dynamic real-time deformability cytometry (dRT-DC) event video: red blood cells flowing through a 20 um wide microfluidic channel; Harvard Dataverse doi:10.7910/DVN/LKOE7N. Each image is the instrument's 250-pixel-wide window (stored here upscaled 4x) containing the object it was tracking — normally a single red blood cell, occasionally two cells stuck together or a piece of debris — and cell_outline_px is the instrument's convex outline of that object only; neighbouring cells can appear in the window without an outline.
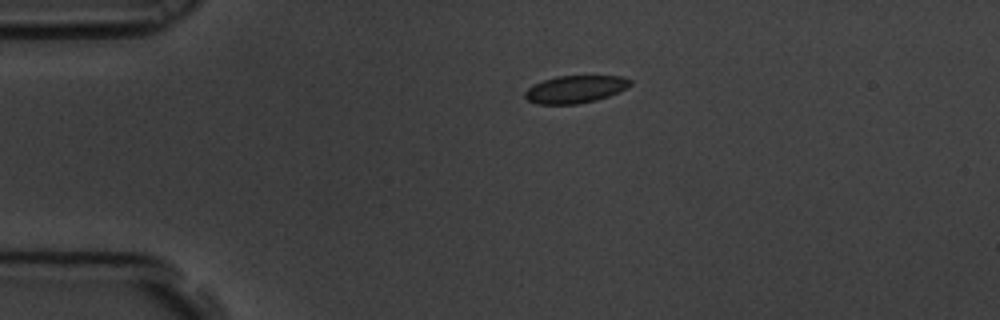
{"species": "common noctule bat (a hibernating species)", "species_latin": "Nyctalus noctula", "temperature_condition": "room temperature", "stored_images_in_passage": 46, "camera_frame_rate_fps": 3000, "um_per_image_px": 0.085, "animal": {"sex": "male", "body_mass_g": 19.5, "forearm_length_mm": 54.6}, "frame": {"image": 1, "passage_image": 1, "time_ms": 0.0, "image_size_px": [1000, 320], "cell_outline_px": [[632, 84], [620, 92], [596, 100], [576, 104], [536, 104], [528, 100], [524, 96], [524, 92], [528, 88], [544, 80], [556, 76], [624, 76], [632, 80]], "centroid_in_image_um": [48.93, 7.58], "position_along_channel_um": 36.1, "area_um2": 16.88}}
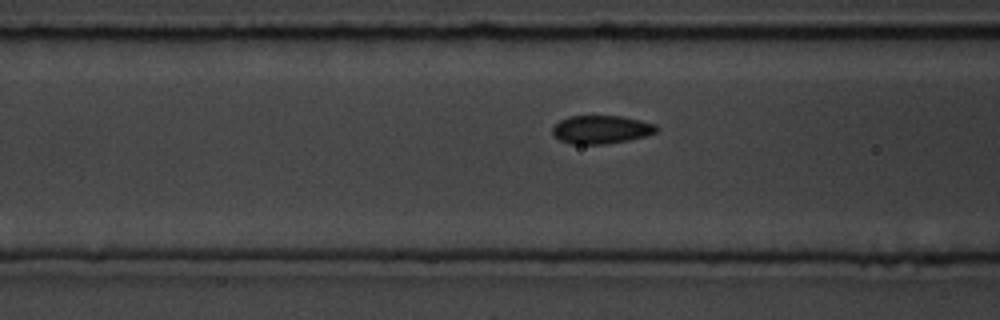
{"frame": {"image": 2, "passage_image": 11, "time_ms": 3.333, "image_size_px": [1000, 320], "cell_outline_px": [[660, 128], [656, 132], [644, 136], [628, 140], [604, 144], [572, 144], [560, 140], [552, 136], [552, 128], [560, 120], [568, 116], [620, 116], [640, 120], [656, 124]], "centroid_in_image_um": [51.09, 11.01], "position_along_channel_um": 115.5, "area_um2": 17.17}}
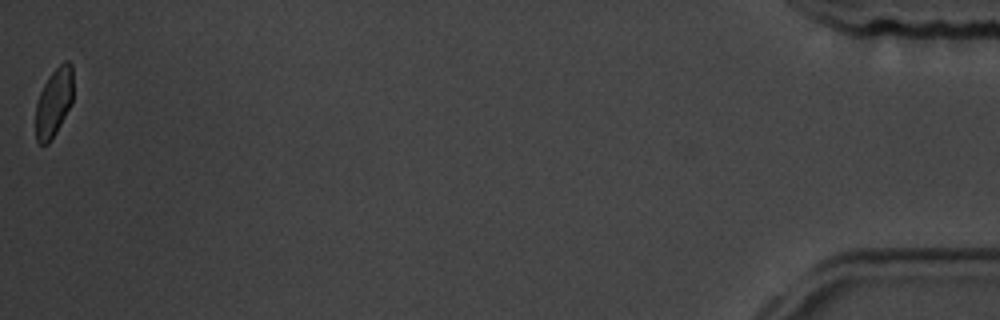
{"frame": {"image": 3, "passage_image": 46, "time_ms": 15.0, "image_size_px": [1000, 320], "cell_outline_px": [[72, 104], [52, 140], [48, 144], [40, 144], [36, 140], [36, 104], [40, 92], [48, 76], [64, 60], [68, 60], [72, 64]], "centroid_in_image_um": [4.58, 8.71], "position_along_channel_um": 430.6, "area_um2": 15.09}, "authors_computed_cell_mechanics": {"area_um2": 17.1088, "velocity_mm_per_s": 3.5442, "shape_relaxation_time_tau1_ms": 3.6456, "shape_relaxation_time_tau2_ms": 1.0675, "deformation_change_tau1": 0.0818, "deformation_change_tau2": 0.0426}}